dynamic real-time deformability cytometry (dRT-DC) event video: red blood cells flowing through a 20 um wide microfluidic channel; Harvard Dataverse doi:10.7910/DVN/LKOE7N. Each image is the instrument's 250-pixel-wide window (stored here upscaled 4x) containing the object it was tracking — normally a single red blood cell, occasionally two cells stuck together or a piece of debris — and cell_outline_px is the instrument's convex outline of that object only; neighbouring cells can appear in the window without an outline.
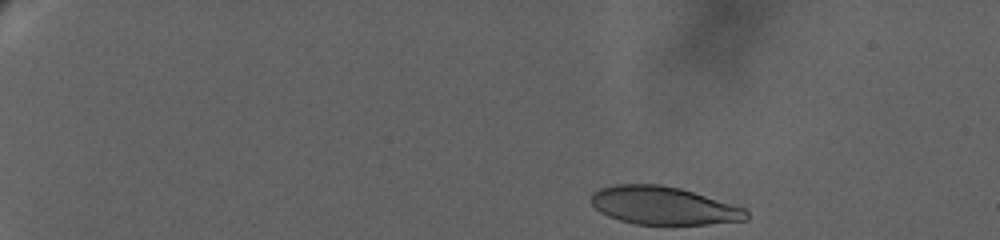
{"species": "human", "species_latin": "Homo sapiens", "temperature_condition": "warm", "stored_images_in_passage": 41, "camera_frame_rate_fps": 3000, "um_per_image_px": 0.085, "donor": {"sex": "female"}, "frame": {"image": 1, "passage_image": 1, "time_ms": 0.0, "image_size_px": [1000, 240], "cell_outline_px": [[748, 220], [708, 224], [636, 224], [620, 220], [608, 216], [600, 212], [592, 204], [592, 192], [600, 188], [616, 184], [660, 184], [680, 188], [732, 204], [744, 208], [748, 212]], "centroid_in_image_um": [56.39, 17.47], "position_along_channel_um": 28.6, "area_um2": 34.22}}
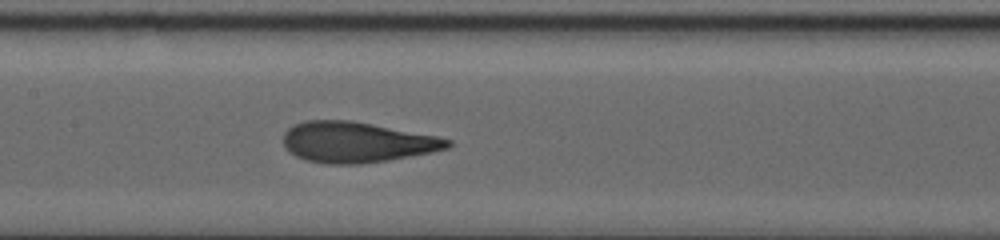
{"frame": {"image": 2, "passage_image": 23, "time_ms": 9.667, "image_size_px": [1000, 240], "cell_outline_px": [[452, 144], [448, 148], [432, 152], [388, 160], [360, 164], [328, 164], [304, 160], [288, 152], [284, 148], [284, 132], [288, 128], [304, 120], [352, 120], [436, 136], [452, 140]], "centroid_in_image_um": [30.29, 12.09], "position_along_channel_um": 177.1, "area_um2": 38.96}}
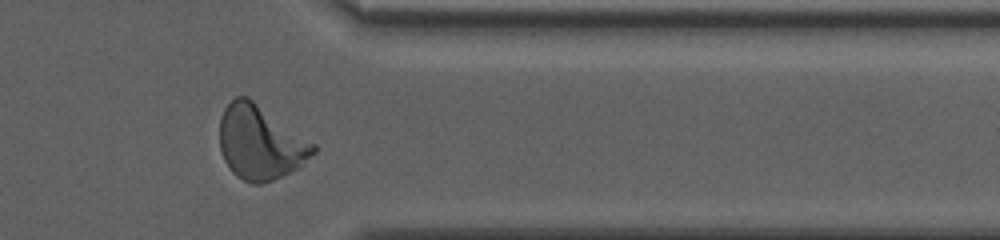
{"frame": {"image": 3, "passage_image": 39, "time_ms": 17.0, "image_size_px": [1000, 240], "cell_outline_px": [[316, 152], [300, 168], [272, 180], [260, 184], [252, 184], [236, 176], [232, 172], [224, 160], [220, 148], [220, 116], [224, 108], [236, 96], [248, 96], [316, 144]], "centroid_in_image_um": [22.14, 12.12], "position_along_channel_um": 389.3, "area_um2": 40.63}, "authors_computed_cell_mechanics": {"area_um2": 38.148, "velocity_mm_per_s": 2.933, "shape_relaxation_time_tau1_ms": 6.1232, "shape_relaxation_time_tau2_ms": 1.1782, "deformation_change_tau1": 0.237, "deformation_change_tau2": 0.0833}}